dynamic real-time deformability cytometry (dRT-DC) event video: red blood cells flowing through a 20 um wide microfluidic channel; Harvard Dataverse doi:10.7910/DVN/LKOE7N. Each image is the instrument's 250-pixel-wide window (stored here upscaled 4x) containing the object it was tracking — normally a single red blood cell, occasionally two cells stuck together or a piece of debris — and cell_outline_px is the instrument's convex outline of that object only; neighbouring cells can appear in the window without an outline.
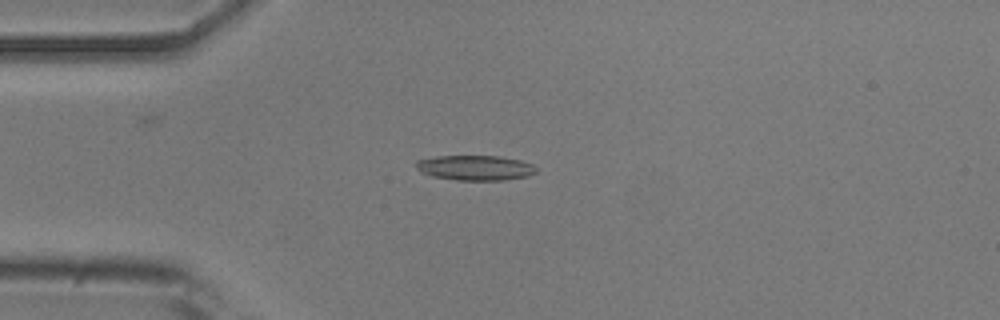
{"species": "common noctule bat (a hibernating species)", "species_latin": "Nyctalus noctula", "temperature_condition": "room temperature", "stored_images_in_passage": 8, "camera_frame_rate_fps": 3000, "um_per_image_px": 0.085, "animal": {"sex": "male", "body_mass_g": 20.5, "forearm_length_mm": 52.5}, "frame": {"image": 1, "passage_image": 4, "time_ms": 1.0, "image_size_px": [1000, 320], "cell_outline_px": [[536, 172], [528, 176], [504, 180], [456, 180], [432, 176], [420, 172], [416, 168], [416, 160], [436, 156], [500, 156], [520, 160], [532, 164], [536, 168]], "centroid_in_image_um": [40.37, 14.26], "position_along_channel_um": 44.6, "area_um2": 17.57}}
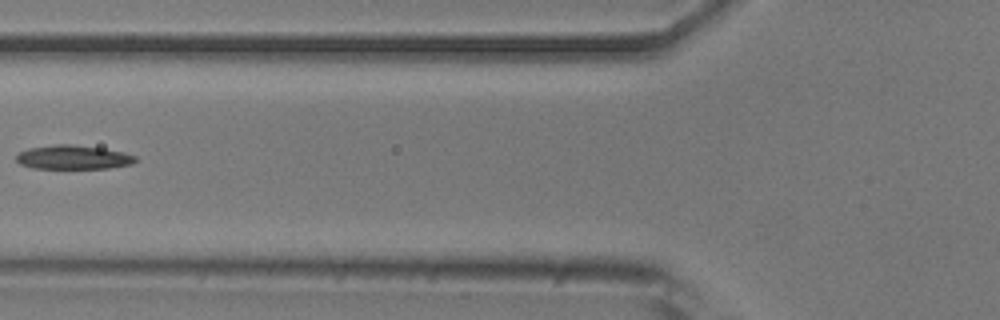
{"frame": {"image": 2, "passage_image": 6, "time_ms": 1.667, "image_size_px": [1000, 320], "cell_outline_px": [[136, 160], [132, 164], [108, 168], [32, 168], [20, 164], [16, 160], [16, 156], [20, 152], [28, 148], [56, 144], [72, 144], [104, 148], [124, 152], [136, 156]], "centroid_in_image_um": [6.23, 13.36], "position_along_channel_um": 119.6, "area_um2": 16.7}}
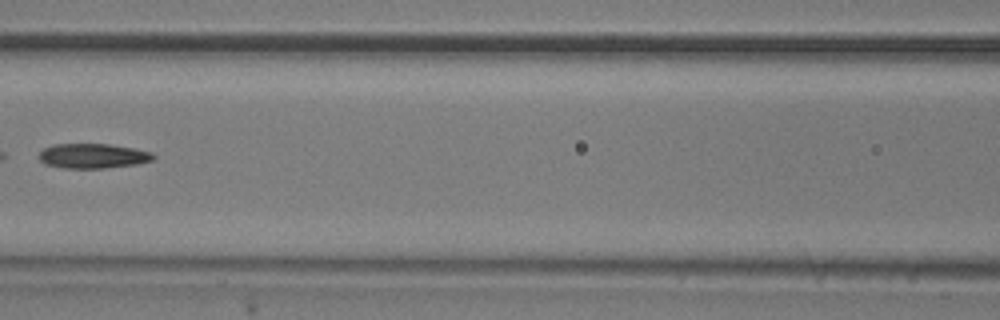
{"frame": {"image": 3, "passage_image": 7, "time_ms": 2.0, "image_size_px": [1000, 320], "cell_outline_px": [[156, 156], [152, 160], [136, 164], [104, 168], [64, 168], [44, 164], [40, 160], [40, 152], [44, 148], [52, 144], [108, 144], [132, 148], [152, 152]], "centroid_in_image_um": [7.88, 13.25], "position_along_channel_um": 158.7, "area_um2": 16.42}}